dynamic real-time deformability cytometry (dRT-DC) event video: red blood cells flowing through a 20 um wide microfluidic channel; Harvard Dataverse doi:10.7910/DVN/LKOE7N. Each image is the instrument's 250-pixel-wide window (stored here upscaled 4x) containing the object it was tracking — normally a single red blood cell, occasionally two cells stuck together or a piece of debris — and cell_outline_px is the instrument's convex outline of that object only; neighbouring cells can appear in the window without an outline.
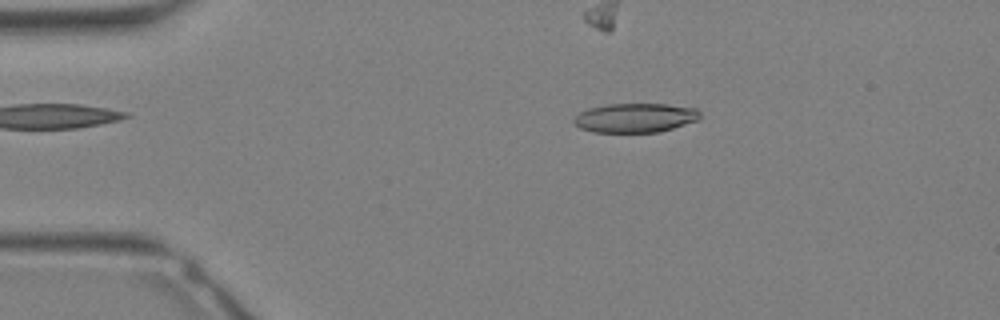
{"species": "Egyptian fruit bat (a non-hibernating species)", "species_latin": "Rousettus aegyptiacus", "temperature_condition": "warm", "stored_images_in_passage": 28, "camera_frame_rate_fps": 3000, "um_per_image_px": 0.085, "animal": {"sex": "female"}, "frame": {"image": 1, "passage_image": 1, "time_ms": 0.0, "image_size_px": [1000, 320], "cell_outline_px": [[700, 120], [660, 132], [592, 132], [580, 128], [572, 120], [580, 112], [588, 108], [608, 104], [668, 104], [696, 108], [700, 112]], "centroid_in_image_um": [54.02, 10.01], "position_along_channel_um": 31.0, "area_um2": 21.62}}